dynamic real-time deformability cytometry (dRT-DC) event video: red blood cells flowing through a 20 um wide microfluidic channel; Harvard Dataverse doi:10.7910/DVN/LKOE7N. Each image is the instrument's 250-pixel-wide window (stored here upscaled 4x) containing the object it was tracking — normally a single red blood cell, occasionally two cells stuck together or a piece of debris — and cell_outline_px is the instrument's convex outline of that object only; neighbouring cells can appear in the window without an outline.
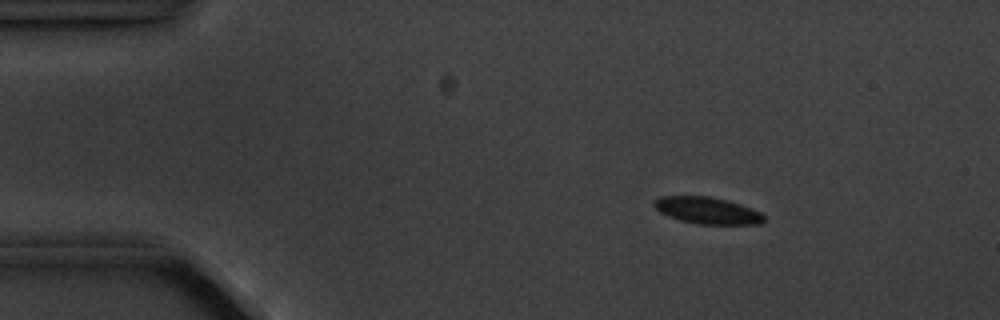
{"species": "common noctule bat (a hibernating species)", "species_latin": "Nyctalus noctula", "temperature_condition": "cold", "stored_images_in_passage": 15, "camera_frame_rate_fps": 3000, "um_per_image_px": 0.085, "animal": {"sex": "male", "body_mass_g": 20.1, "forearm_length_mm": 53.5}, "frame": {"image": 1, "passage_image": 3, "time_ms": 2.667, "image_size_px": [1000, 320], "cell_outline_px": [[764, 224], [700, 224], [680, 220], [668, 216], [660, 212], [652, 204], [652, 200], [660, 196], [708, 196], [740, 204], [760, 212], [764, 216]], "centroid_in_image_um": [60.09, 17.89], "position_along_channel_um": 24.9, "area_um2": 17.05}}
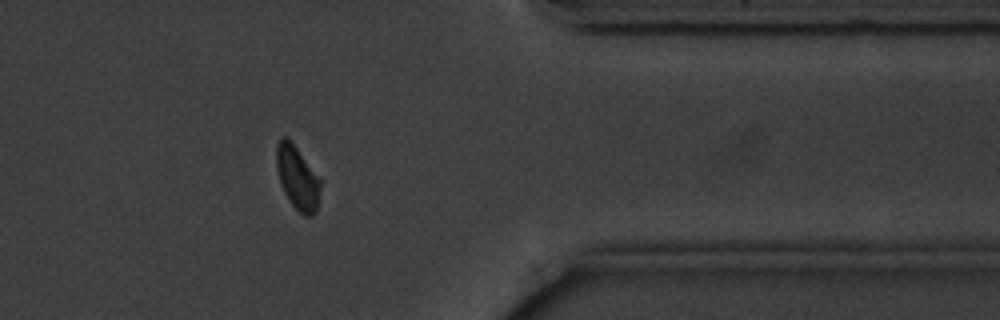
{"frame": {"image": 2, "passage_image": 13, "time_ms": 15.0, "image_size_px": [1000, 320], "cell_outline_px": [[320, 188], [316, 212], [312, 216], [304, 216], [288, 200], [280, 184], [276, 168], [276, 144], [280, 136], [284, 136], [296, 148], [320, 180]], "centroid_in_image_um": [25.24, 15.13], "position_along_channel_um": 386.2, "area_um2": 15.95}}
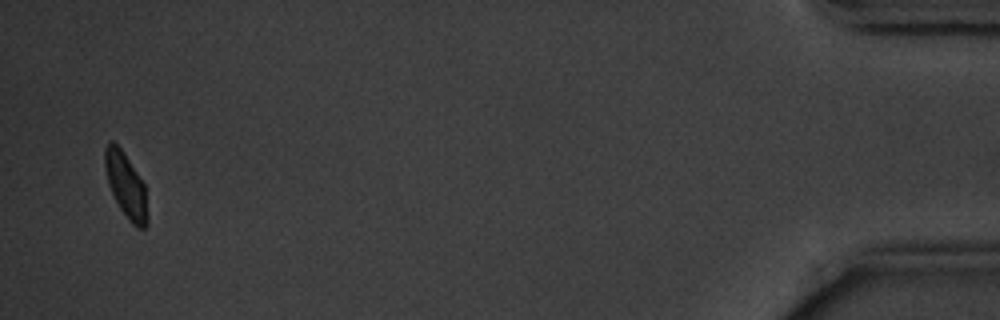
{"frame": {"image": 3, "passage_image": 15, "time_ms": 18.0, "image_size_px": [1000, 320], "cell_outline_px": [[148, 224], [144, 228], [136, 228], [128, 220], [120, 208], [108, 184], [104, 168], [104, 148], [108, 140], [112, 140], [124, 152], [144, 184], [148, 216]], "centroid_in_image_um": [10.69, 15.74], "position_along_channel_um": 424.5, "area_um2": 16.18}, "authors_computed_cell_mechanics": {"area_um2": 16.762, "velocity_mm_per_s": 3.5868, "shape_relaxation_time_tau1_ms": 1.7188, "shape_relaxation_time_tau2_ms": null, "deformation_change_tau1": 0.0528, "deformation_change_tau2": null}}